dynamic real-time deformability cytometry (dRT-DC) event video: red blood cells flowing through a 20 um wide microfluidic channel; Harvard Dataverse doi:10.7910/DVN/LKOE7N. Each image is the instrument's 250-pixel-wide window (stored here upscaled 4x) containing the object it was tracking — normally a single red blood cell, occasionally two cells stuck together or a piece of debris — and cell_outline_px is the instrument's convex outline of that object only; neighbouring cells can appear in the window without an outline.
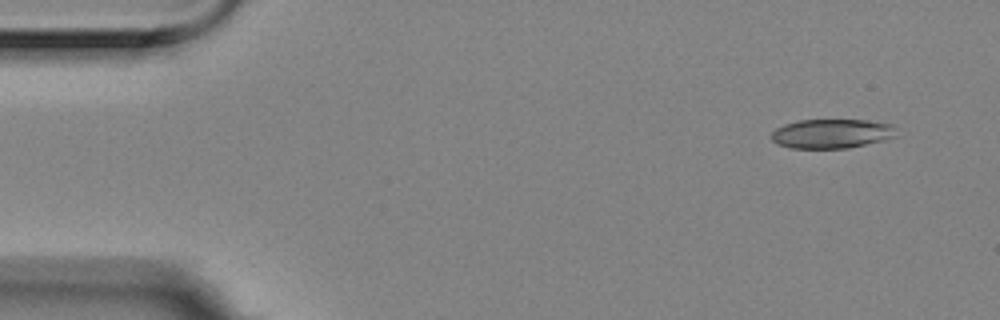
{"species": "Egyptian fruit bat (a non-hibernating species)", "species_latin": "Rousettus aegyptiacus", "temperature_condition": "room temperature", "stored_images_in_passage": 11, "camera_frame_rate_fps": 3000, "um_per_image_px": 0.085, "animal": {"sex": "female"}, "frame": {"image": 1, "passage_image": 1, "time_ms": 0.0, "image_size_px": [1000, 320], "cell_outline_px": [[896, 136], [884, 140], [848, 148], [792, 148], [776, 144], [772, 140], [772, 132], [776, 128], [784, 124], [800, 120], [868, 120], [892, 124]], "centroid_in_image_um": [70.67, 11.36], "position_along_channel_um": 14.3, "area_um2": 21.27}}
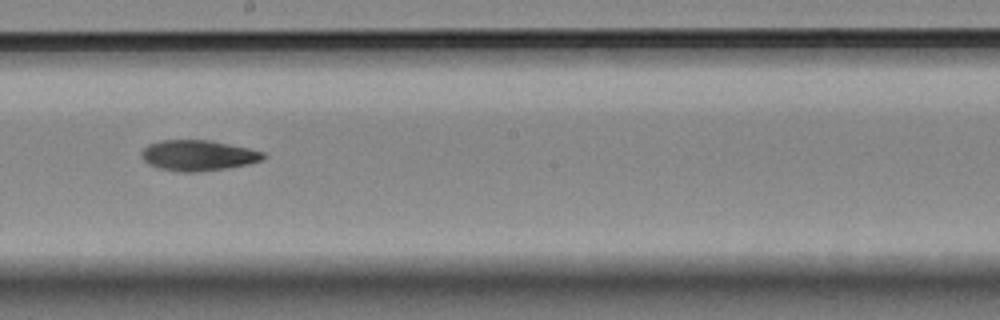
{"frame": {"image": 2, "passage_image": 7, "time_ms": 2.0, "image_size_px": [1000, 320], "cell_outline_px": [[264, 160], [248, 164], [224, 168], [196, 172], [180, 172], [160, 168], [148, 164], [144, 160], [140, 152], [148, 144], [160, 140], [212, 140], [248, 148], [264, 152]], "centroid_in_image_um": [16.83, 13.2], "position_along_channel_um": 231.4, "area_um2": 21.68}}
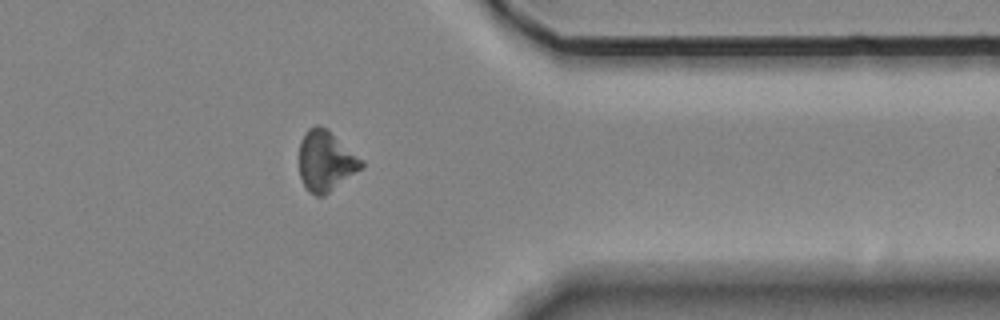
{"frame": {"image": 3, "passage_image": 11, "time_ms": 3.333, "image_size_px": [1000, 320], "cell_outline_px": [[364, 164], [360, 168], [324, 196], [316, 196], [308, 192], [304, 188], [300, 176], [300, 140], [304, 132], [308, 128], [316, 124], [320, 124], [328, 128], [364, 160]], "centroid_in_image_um": [27.66, 13.64], "position_along_channel_um": 383.7, "area_um2": 22.14}}